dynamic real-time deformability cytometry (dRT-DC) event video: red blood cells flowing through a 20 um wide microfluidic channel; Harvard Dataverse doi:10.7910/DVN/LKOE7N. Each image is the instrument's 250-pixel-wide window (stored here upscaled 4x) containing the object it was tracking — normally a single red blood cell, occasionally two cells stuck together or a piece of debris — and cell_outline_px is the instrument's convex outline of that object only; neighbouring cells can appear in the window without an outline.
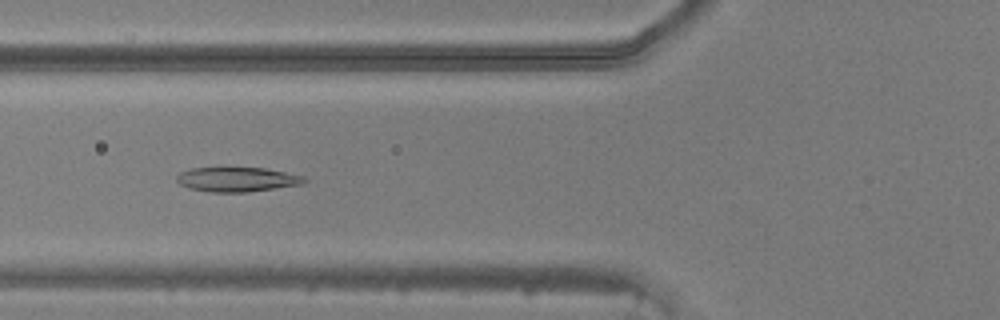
{"species": "common noctule bat (a hibernating species)", "species_latin": "Nyctalus noctula", "temperature_condition": "warm", "stored_images_in_passage": 37, "camera_frame_rate_fps": 3000, "um_per_image_px": 0.085, "animal": {"sex": "male", "body_mass_g": 20.5, "forearm_length_mm": 52.5}, "frame": {"image": 1, "passage_image": 7, "time_ms": 2.0, "image_size_px": [1000, 320], "cell_outline_px": [[308, 180], [304, 184], [248, 192], [212, 192], [188, 188], [180, 184], [176, 180], [176, 176], [180, 172], [192, 168], [264, 168], [304, 176]], "centroid_in_image_um": [20.16, 15.25], "position_along_channel_um": 105.6, "area_um2": 18.21}}
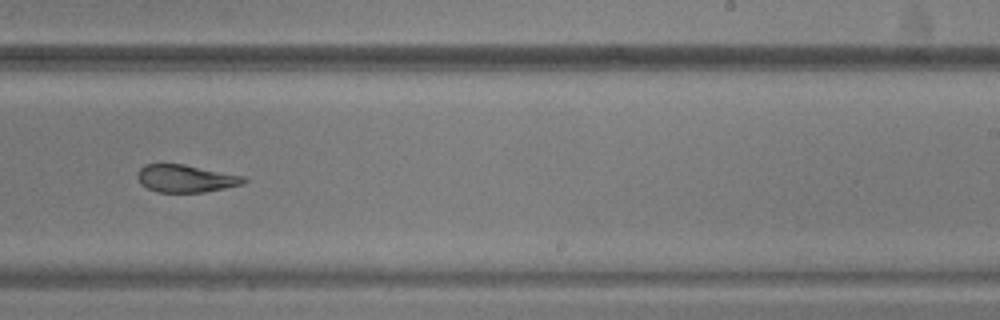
{"frame": {"image": 2, "passage_image": 19, "time_ms": 6.0, "image_size_px": [1000, 320], "cell_outline_px": [[248, 180], [244, 184], [204, 192], [156, 192], [140, 184], [136, 176], [136, 172], [144, 164], [184, 164], [244, 176]], "centroid_in_image_um": [15.76, 15.17], "position_along_channel_um": 273.2, "area_um2": 17.17}}
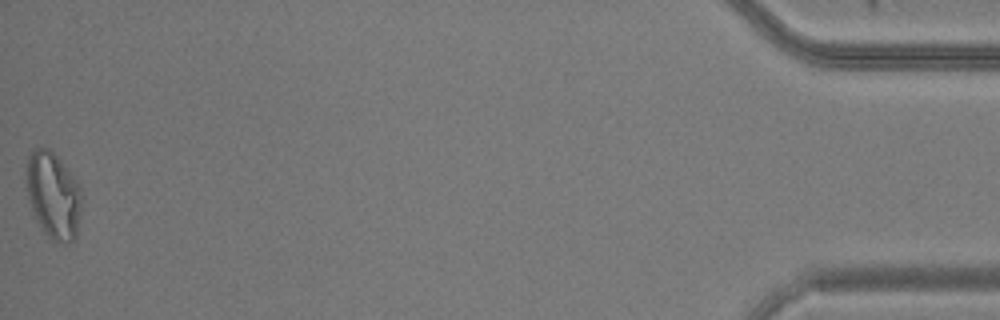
{"frame": {"image": 3, "passage_image": 37, "time_ms": 12.0, "image_size_px": [1000, 320], "cell_outline_px": [[84, 200], [76, 236], [68, 244], [60, 244], [52, 240], [44, 232], [32, 216], [28, 200], [28, 156], [36, 148], [48, 148], [60, 160], [72, 176], [80, 188]], "centroid_in_image_um": [4.56, 16.69], "position_along_channel_um": 430.6, "area_um2": 27.98}}